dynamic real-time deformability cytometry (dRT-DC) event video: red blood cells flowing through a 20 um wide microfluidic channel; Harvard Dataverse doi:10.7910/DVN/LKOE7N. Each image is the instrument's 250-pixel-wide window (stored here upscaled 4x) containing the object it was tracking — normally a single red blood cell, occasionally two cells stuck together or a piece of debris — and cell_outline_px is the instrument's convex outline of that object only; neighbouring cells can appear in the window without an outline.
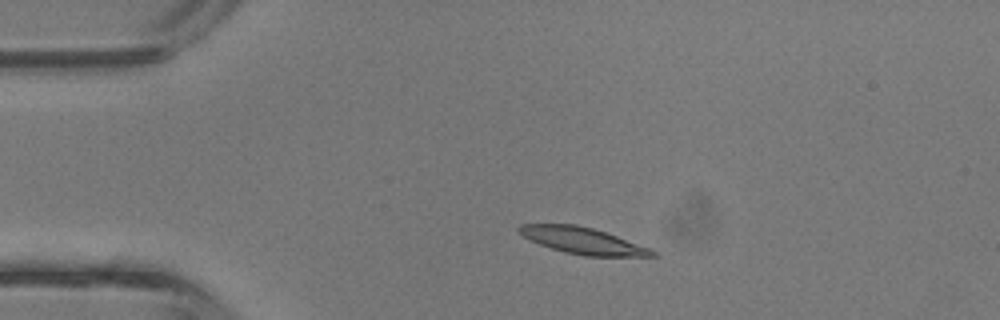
{"species": "common noctule bat (a hibernating species)", "species_latin": "Nyctalus noctula", "temperature_condition": "room temperature", "stored_images_in_passage": 3, "camera_frame_rate_fps": 3000, "um_per_image_px": 0.085, "animal": {"sex": "male", "body_mass_g": 13.3}, "frame": {"image": 1, "passage_image": 2, "time_ms": 0.333, "image_size_px": [1000, 320], "cell_outline_px": [[660, 256], [584, 256], [564, 252], [540, 244], [524, 236], [516, 228], [520, 224], [576, 224], [592, 228], [652, 248]], "centroid_in_image_um": [49.57, 20.46], "position_along_channel_um": 35.4, "area_um2": 20.4}}